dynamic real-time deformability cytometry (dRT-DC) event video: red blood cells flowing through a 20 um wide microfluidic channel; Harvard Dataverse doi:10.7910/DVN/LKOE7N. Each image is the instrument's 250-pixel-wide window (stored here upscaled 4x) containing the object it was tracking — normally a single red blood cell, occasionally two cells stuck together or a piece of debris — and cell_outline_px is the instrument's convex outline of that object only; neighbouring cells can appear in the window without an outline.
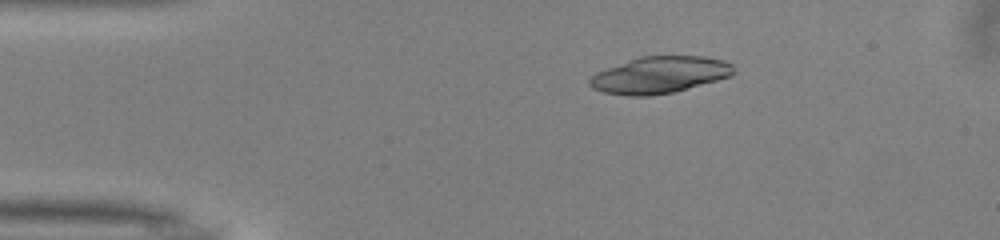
{"species": "common noctule bat (a hibernating species)", "species_latin": "Nyctalus noctula", "temperature_condition": "warm", "stored_images_in_passage": 35, "camera_frame_rate_fps": 3000, "um_per_image_px": 0.085, "animal": {"sex": "male", "body_mass_g": 13.0, "forearm_length_mm": 53.1}, "frame": {"image": 1, "passage_image": 7, "time_ms": 2.0, "image_size_px": [1000, 240], "cell_outline_px": [[736, 72], [732, 76], [672, 92], [648, 96], [628, 96], [604, 92], [592, 88], [588, 84], [588, 80], [596, 72], [628, 60], [640, 56], [704, 56], [724, 60], [732, 64]], "centroid_in_image_um": [56.07, 6.36], "position_along_channel_um": 28.9, "area_um2": 30.81}}